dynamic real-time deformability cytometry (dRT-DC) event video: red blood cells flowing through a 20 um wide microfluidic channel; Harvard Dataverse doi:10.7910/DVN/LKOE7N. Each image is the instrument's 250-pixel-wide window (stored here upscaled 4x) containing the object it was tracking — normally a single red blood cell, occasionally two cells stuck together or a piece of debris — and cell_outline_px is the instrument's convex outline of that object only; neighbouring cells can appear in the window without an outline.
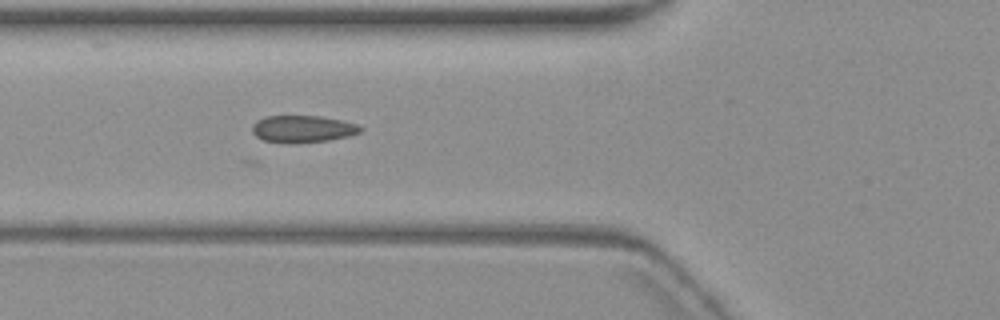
{"species": "common noctule bat (a hibernating species)", "species_latin": "Nyctalus noctula", "temperature_condition": "warm", "stored_images_in_passage": 5, "segment_of_instrument_passage": [1, 2], "camera_frame_rate_fps": 3000, "um_per_image_px": 0.085, "animal": {"sex": "female", "body_mass_g": 19.3, "forearm_length_mm": 54.1}, "frame": {"image": 1, "passage_image": 4, "time_ms": 4.333, "image_size_px": [1000, 320], "cell_outline_px": [[364, 132], [348, 136], [328, 140], [300, 144], [284, 144], [264, 140], [256, 136], [252, 132], [252, 124], [256, 120], [264, 116], [320, 116], [340, 120], [356, 124], [364, 128]], "centroid_in_image_um": [25.72, 10.98], "position_along_channel_um": 100.1, "area_um2": 17.46}}